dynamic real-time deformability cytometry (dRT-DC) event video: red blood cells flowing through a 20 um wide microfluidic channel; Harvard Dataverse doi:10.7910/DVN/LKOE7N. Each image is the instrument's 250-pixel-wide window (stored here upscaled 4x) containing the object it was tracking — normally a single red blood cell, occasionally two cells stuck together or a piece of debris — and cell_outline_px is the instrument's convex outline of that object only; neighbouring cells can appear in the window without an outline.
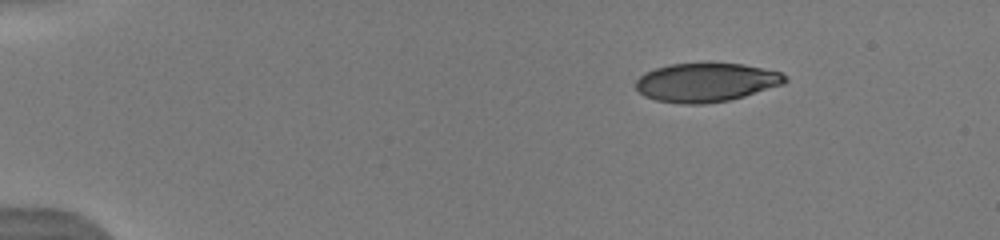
{"species": "human", "species_latin": "Homo sapiens", "temperature_condition": "warm", "stored_images_in_passage": 15, "camera_frame_rate_fps": 3000, "um_per_image_px": 0.085, "donor": {"sex": "male"}, "frame": {"image": 1, "passage_image": 1, "time_ms": 0.0, "image_size_px": [1000, 240], "cell_outline_px": [[788, 80], [784, 84], [744, 96], [728, 100], [704, 104], [684, 104], [656, 100], [644, 96], [636, 88], [636, 80], [644, 72], [668, 64], [744, 64], [780, 72], [788, 76]], "centroid_in_image_um": [60.03, 7.01], "position_along_channel_um": 25.0, "area_um2": 33.58}}
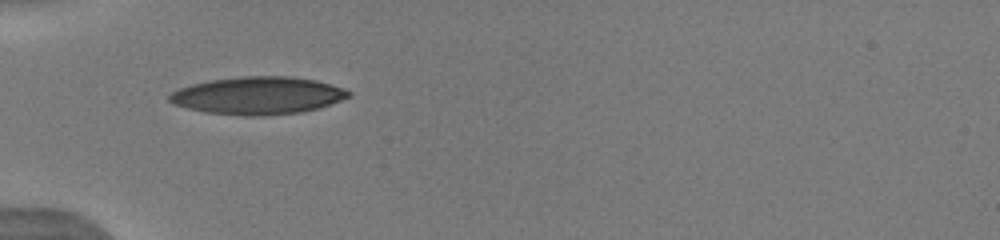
{"frame": {"image": 2, "passage_image": 9, "time_ms": 3.333, "image_size_px": [1000, 240], "cell_outline_px": [[352, 96], [320, 108], [300, 112], [264, 116], [248, 116], [204, 112], [172, 104], [168, 100], [168, 96], [172, 92], [180, 88], [192, 84], [208, 80], [240, 76], [292, 76], [316, 80], [332, 84], [344, 88], [352, 92]], "centroid_in_image_um": [21.95, 8.12], "position_along_channel_um": 63.1, "area_um2": 39.59}}